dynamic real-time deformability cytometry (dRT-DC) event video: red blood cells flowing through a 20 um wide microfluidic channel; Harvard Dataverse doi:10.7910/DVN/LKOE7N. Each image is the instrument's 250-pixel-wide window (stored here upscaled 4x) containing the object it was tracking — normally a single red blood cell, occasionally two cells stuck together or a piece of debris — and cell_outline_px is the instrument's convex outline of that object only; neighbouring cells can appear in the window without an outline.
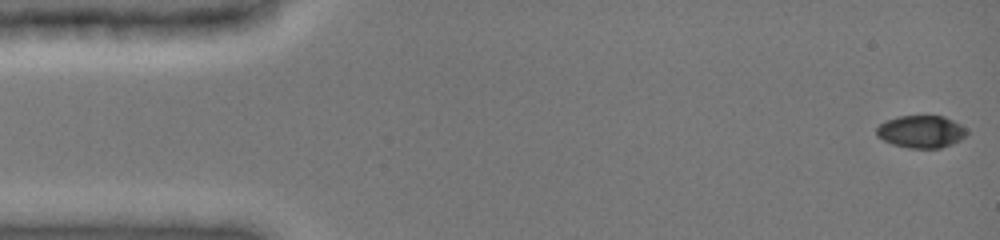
{"species": "common noctule bat (a hibernating species)", "species_latin": "Nyctalus noctula", "temperature_condition": "cold", "stored_images_in_passage": 7, "camera_frame_rate_fps": 3000, "um_per_image_px": 0.085, "animal": {"sex": "female", "body_mass_g": 19.0, "forearm_length_mm": 51.5}, "frame": {"image": 1, "passage_image": 1, "time_ms": 0.0, "image_size_px": [1000, 240], "cell_outline_px": [[968, 132], [960, 140], [952, 144], [940, 148], [908, 148], [892, 144], [876, 136], [876, 128], [880, 124], [888, 120], [900, 116], [944, 116], [960, 124]], "centroid_in_image_um": [78.28, 11.2], "position_along_channel_um": 6.7, "area_um2": 16.94}}